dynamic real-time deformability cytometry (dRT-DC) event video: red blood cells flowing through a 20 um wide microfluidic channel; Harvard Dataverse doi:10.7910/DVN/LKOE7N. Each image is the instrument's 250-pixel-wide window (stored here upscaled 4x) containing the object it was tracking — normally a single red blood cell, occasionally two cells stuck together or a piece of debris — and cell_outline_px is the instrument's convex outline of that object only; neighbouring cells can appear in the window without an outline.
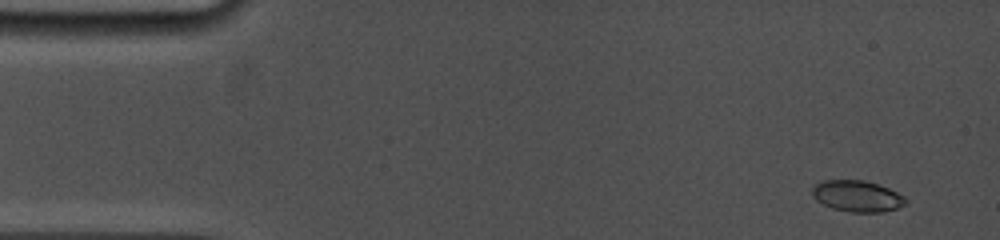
{"species": "common noctule bat (a hibernating species)", "species_latin": "Nyctalus noctula", "temperature_condition": "cold", "stored_images_in_passage": 6, "camera_frame_rate_fps": 5000, "um_per_image_px": 0.085, "animal": {"sex": "female", "body_mass_g": 19.0, "forearm_length_mm": 53.3}, "frame": {"image": 1, "passage_image": 1, "time_ms": 0.0, "image_size_px": [1000, 240], "cell_outline_px": [[908, 204], [884, 212], [852, 212], [832, 208], [816, 200], [812, 196], [812, 188], [820, 180], [864, 180], [888, 188], [904, 196], [908, 200]], "centroid_in_image_um": [72.87, 16.67], "position_along_channel_um": 12.1, "area_um2": 17.05}}
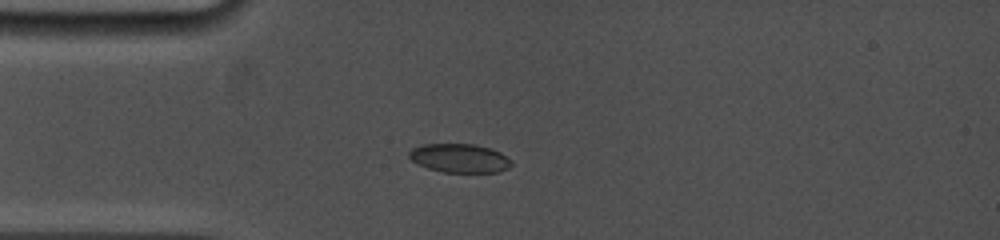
{"frame": {"image": 2, "passage_image": 5, "time_ms": 3.4, "image_size_px": [1000, 240], "cell_outline_px": [[512, 164], [508, 168], [500, 172], [444, 172], [428, 168], [412, 160], [408, 156], [408, 152], [412, 148], [424, 144], [476, 144], [492, 148], [500, 152], [512, 160]], "centroid_in_image_um": [39.1, 13.43], "position_along_channel_um": 45.9, "area_um2": 17.22}}
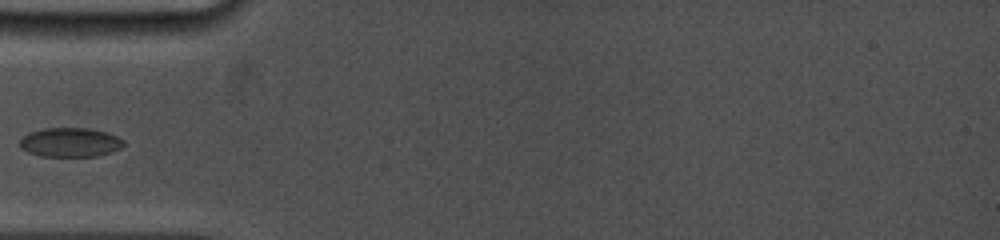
{"frame": {"image": 3, "passage_image": 6, "time_ms": 4.6, "image_size_px": [1000, 240], "cell_outline_px": [[124, 144], [120, 148], [112, 152], [96, 156], [40, 156], [28, 152], [20, 148], [20, 140], [28, 132], [44, 128], [88, 128], [104, 132], [116, 136], [124, 140]], "centroid_in_image_um": [5.94, 12.1], "position_along_channel_um": 79.1, "area_um2": 17.63}}